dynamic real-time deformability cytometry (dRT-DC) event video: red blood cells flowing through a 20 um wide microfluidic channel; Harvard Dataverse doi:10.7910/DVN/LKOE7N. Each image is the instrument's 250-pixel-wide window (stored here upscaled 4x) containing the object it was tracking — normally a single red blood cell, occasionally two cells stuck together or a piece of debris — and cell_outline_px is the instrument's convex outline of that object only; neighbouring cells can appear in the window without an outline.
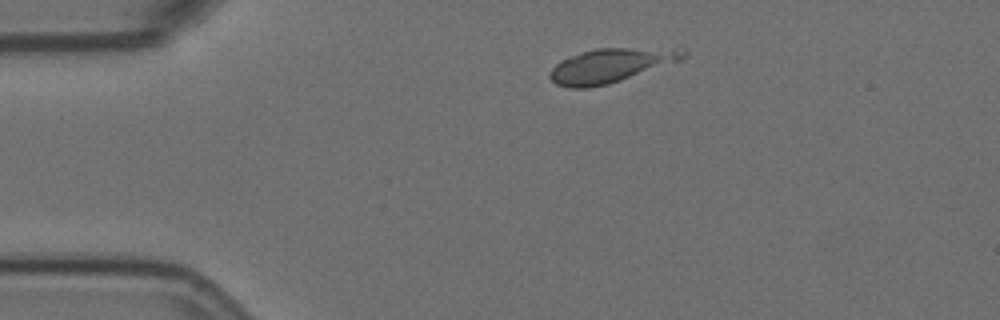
{"species": "Egyptian fruit bat (a non-hibernating species)", "species_latin": "Rousettus aegyptiacus", "temperature_condition": "room temperature", "stored_images_in_passage": 10, "camera_frame_rate_fps": 3000, "um_per_image_px": 0.085, "animal": {"sex": "female"}, "frame": {"image": 1, "passage_image": 1, "time_ms": 0.0, "image_size_px": [1000, 320], "cell_outline_px": [[688, 52], [680, 60], [608, 84], [588, 88], [568, 88], [556, 84], [548, 76], [548, 72], [560, 60], [568, 56], [580, 52], [596, 48], [680, 44]], "centroid_in_image_um": [52.03, 5.48], "position_along_channel_um": 33.0, "area_um2": 27.69}}
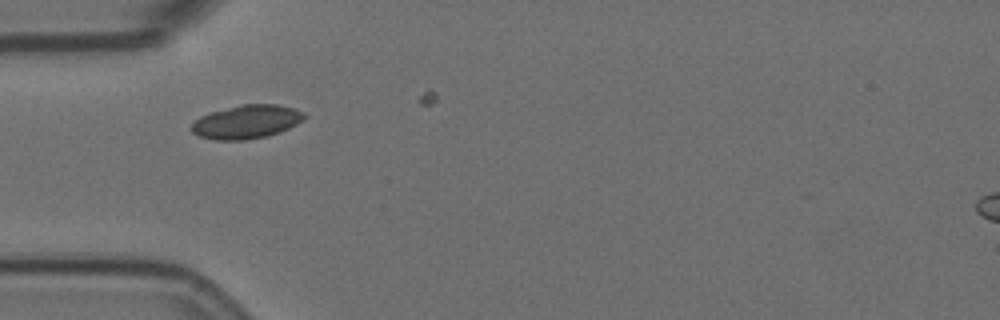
{"frame": {"image": 2, "passage_image": 7, "time_ms": 2.0, "image_size_px": [1000, 320], "cell_outline_px": [[308, 116], [296, 124], [280, 132], [264, 136], [244, 140], [216, 140], [200, 136], [192, 132], [192, 124], [200, 116], [208, 112], [244, 104], [276, 104], [292, 108], [304, 112]], "centroid_in_image_um": [20.96, 10.35], "position_along_channel_um": 64.0, "area_um2": 21.91}}